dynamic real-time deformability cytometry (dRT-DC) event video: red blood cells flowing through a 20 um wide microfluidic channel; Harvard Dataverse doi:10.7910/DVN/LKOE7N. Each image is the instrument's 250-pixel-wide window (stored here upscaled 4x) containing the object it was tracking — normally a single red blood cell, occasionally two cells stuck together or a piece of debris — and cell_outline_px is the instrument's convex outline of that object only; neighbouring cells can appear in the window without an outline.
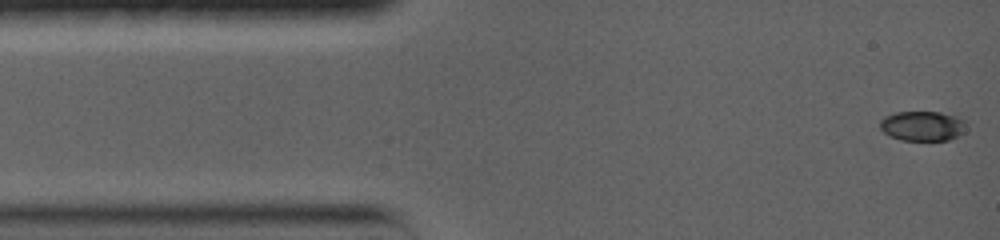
{"species": "common noctule bat (a hibernating species)", "species_latin": "Nyctalus noctula", "temperature_condition": "warm", "stored_images_in_passage": 43, "camera_frame_rate_fps": 5000, "um_per_image_px": 0.085, "animal": {"sex": "female", "body_mass_g": 19.0, "forearm_length_mm": 56.7}, "frame": {"image": 1, "passage_image": 1, "time_ms": 0.0, "image_size_px": [1000, 240], "cell_outline_px": [[968, 120], [964, 132], [948, 140], [900, 140], [884, 132], [880, 128], [880, 120], [884, 116], [896, 112], [940, 112], [956, 116]], "centroid_in_image_um": [78.44, 10.69], "position_along_channel_um": 6.6, "area_um2": 15.09}}
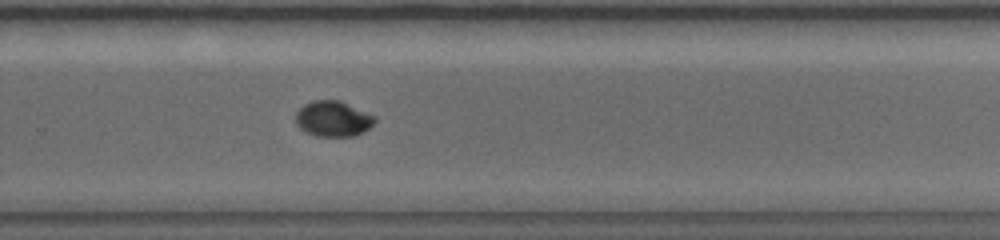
{"frame": {"image": 2, "passage_image": 25, "time_ms": 9.8, "image_size_px": [1000, 240], "cell_outline_px": [[376, 120], [364, 132], [352, 136], [316, 136], [304, 132], [296, 124], [296, 112], [304, 104], [312, 100], [340, 100], [376, 116]], "centroid_in_image_um": [28.3, 10.09], "position_along_channel_um": 301.5, "area_um2": 16.47}}
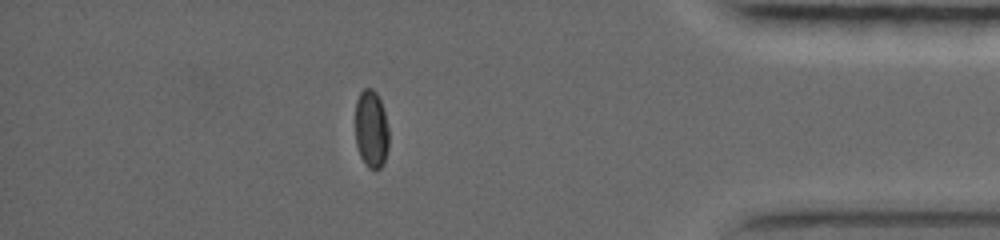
{"frame": {"image": 3, "passage_image": 34, "time_ms": 13.4, "image_size_px": [1000, 240], "cell_outline_px": [[388, 148], [384, 164], [380, 168], [368, 168], [360, 156], [356, 144], [356, 100], [360, 92], [364, 88], [372, 88], [376, 92], [380, 100], [384, 112], [388, 128]], "centroid_in_image_um": [31.56, 10.97], "position_along_channel_um": 403.6, "area_um2": 15.2}, "authors_computed_cell_mechanics": {"area_um2": 16.1262, "velocity_mm_per_s": 3.8011, "shape_relaxation_time_tau1_ms": 6.7058, "shape_relaxation_time_tau2_ms": null, "deformation_change_tau1": 0.18, "deformation_change_tau2": null}}